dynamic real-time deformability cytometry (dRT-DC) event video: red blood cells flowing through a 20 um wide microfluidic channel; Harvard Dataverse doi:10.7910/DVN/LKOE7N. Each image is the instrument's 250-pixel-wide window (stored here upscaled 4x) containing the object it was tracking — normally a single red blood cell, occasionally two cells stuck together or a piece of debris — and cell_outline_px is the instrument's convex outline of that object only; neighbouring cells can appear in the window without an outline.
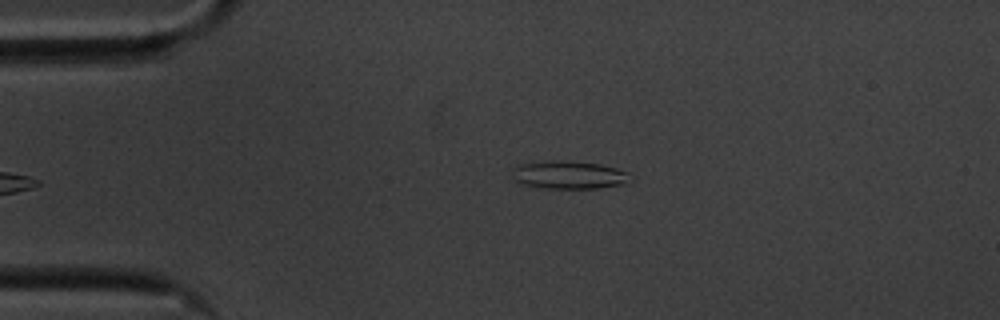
{"species": "common noctule bat (a hibernating species)", "species_latin": "Nyctalus noctula", "temperature_condition": "cold", "stored_images_in_passage": 40, "camera_frame_rate_fps": 3000, "um_per_image_px": 0.085, "animal": {"sex": "male", "body_mass_g": 20.1, "forearm_length_mm": 53.5}, "frame": {"image": 1, "passage_image": 2, "time_ms": 0.333, "image_size_px": [1000, 320], "cell_outline_px": [[632, 180], [624, 184], [596, 188], [544, 188], [520, 184], [512, 176], [512, 168], [520, 164], [552, 160], [556, 160], [600, 164], [616, 168], [628, 172], [632, 176]], "centroid_in_image_um": [48.36, 14.87], "position_along_channel_um": 36.6, "area_um2": 19.31}}
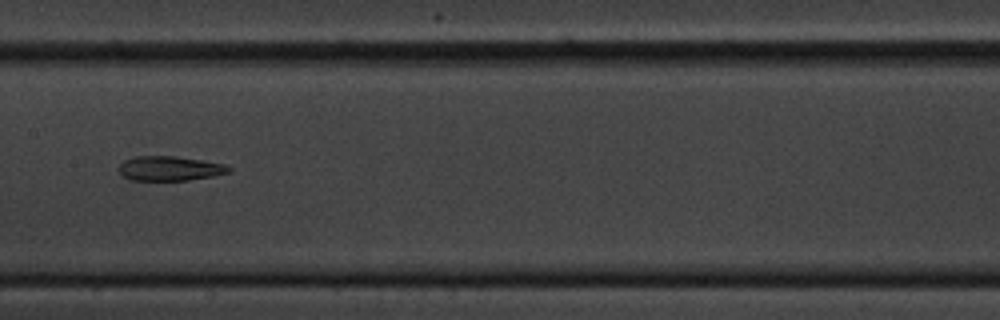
{"frame": {"image": 2, "passage_image": 18, "time_ms": 5.667, "image_size_px": [1000, 320], "cell_outline_px": [[232, 168], [228, 172], [212, 176], [188, 180], [132, 180], [124, 176], [116, 168], [124, 160], [136, 156], [176, 156], [224, 164]], "centroid_in_image_um": [14.39, 14.31], "position_along_channel_um": 193.0, "area_um2": 15.61}}
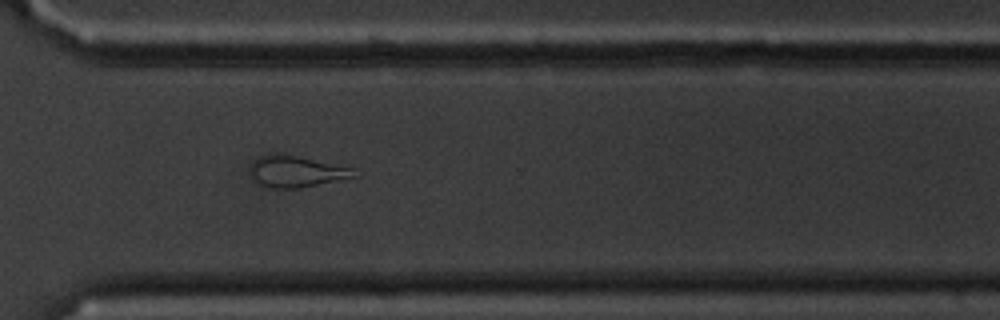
{"frame": {"image": 3, "passage_image": 31, "time_ms": 10.0, "image_size_px": [1000, 320], "cell_outline_px": [[360, 176], [300, 188], [272, 188], [260, 184], [256, 180], [252, 172], [252, 164], [260, 156], [292, 156], [352, 168]], "centroid_in_image_um": [25.27, 14.63], "position_along_channel_um": 345.3, "area_um2": 17.92}}